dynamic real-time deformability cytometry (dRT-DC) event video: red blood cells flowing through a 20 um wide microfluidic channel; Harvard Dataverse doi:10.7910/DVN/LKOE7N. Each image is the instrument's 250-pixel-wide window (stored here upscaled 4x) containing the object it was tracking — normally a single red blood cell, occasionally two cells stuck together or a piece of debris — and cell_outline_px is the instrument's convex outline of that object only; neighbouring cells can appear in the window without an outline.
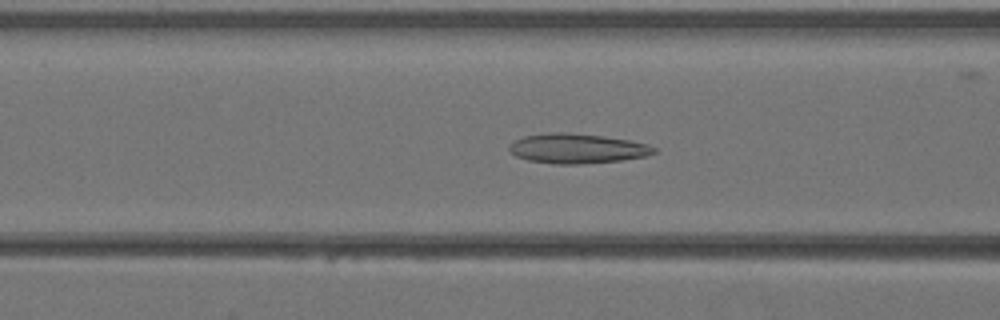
{"species": "Egyptian fruit bat (a non-hibernating species)", "species_latin": "Rousettus aegyptiacus", "temperature_condition": "warm", "stored_images_in_passage": 39, "camera_frame_rate_fps": 3000, "um_per_image_px": 0.085, "animal": {"sex": "female"}, "frame": {"image": 1, "passage_image": 14, "time_ms": 4.333, "image_size_px": [1000, 320], "cell_outline_px": [[656, 152], [644, 156], [620, 160], [580, 164], [556, 164], [528, 160], [516, 156], [508, 152], [508, 144], [512, 140], [524, 136], [552, 132], [568, 132], [604, 136], [628, 140], [648, 144], [656, 148]], "centroid_in_image_um": [48.99, 12.61], "position_along_channel_um": 117.6, "area_um2": 25.2}}
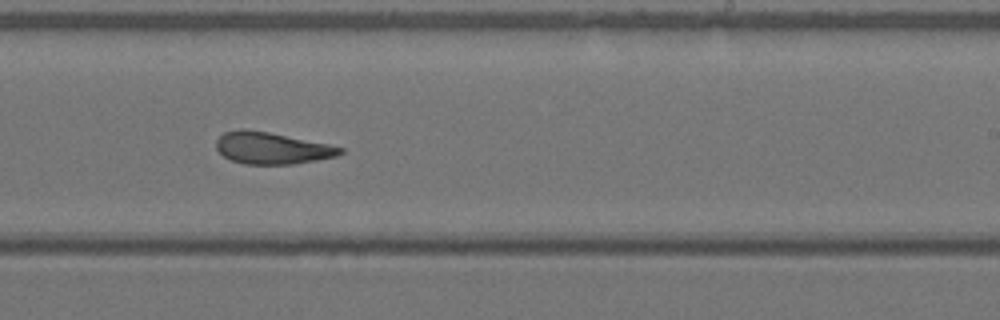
{"frame": {"image": 2, "passage_image": 23, "time_ms": 7.333, "image_size_px": [1000, 320], "cell_outline_px": [[344, 152], [336, 156], [292, 164], [244, 164], [232, 160], [224, 156], [216, 148], [216, 140], [224, 132], [240, 128], [244, 128], [268, 132], [328, 144], [344, 148]], "centroid_in_image_um": [23.08, 12.58], "position_along_channel_um": 265.9, "area_um2": 22.77}}
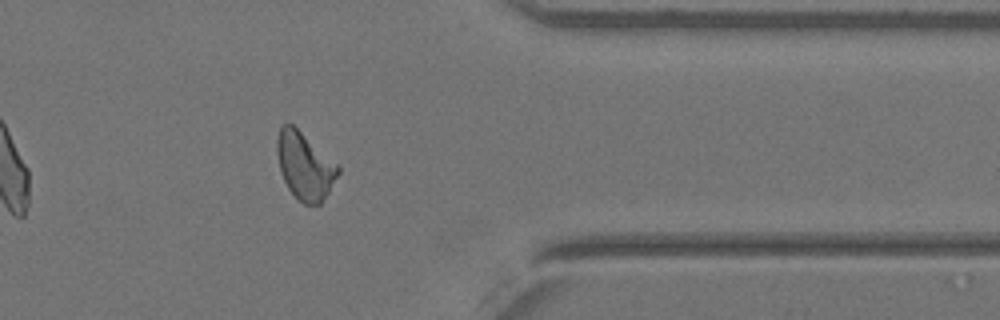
{"frame": {"image": 3, "passage_image": 31, "time_ms": 10.0, "image_size_px": [1000, 320], "cell_outline_px": [[340, 172], [328, 192], [320, 204], [304, 204], [288, 188], [280, 172], [276, 148], [276, 140], [280, 128], [284, 124], [292, 124], [336, 164], [340, 168]], "centroid_in_image_um": [25.88, 14.11], "position_along_channel_um": 385.5, "area_um2": 23.24}}